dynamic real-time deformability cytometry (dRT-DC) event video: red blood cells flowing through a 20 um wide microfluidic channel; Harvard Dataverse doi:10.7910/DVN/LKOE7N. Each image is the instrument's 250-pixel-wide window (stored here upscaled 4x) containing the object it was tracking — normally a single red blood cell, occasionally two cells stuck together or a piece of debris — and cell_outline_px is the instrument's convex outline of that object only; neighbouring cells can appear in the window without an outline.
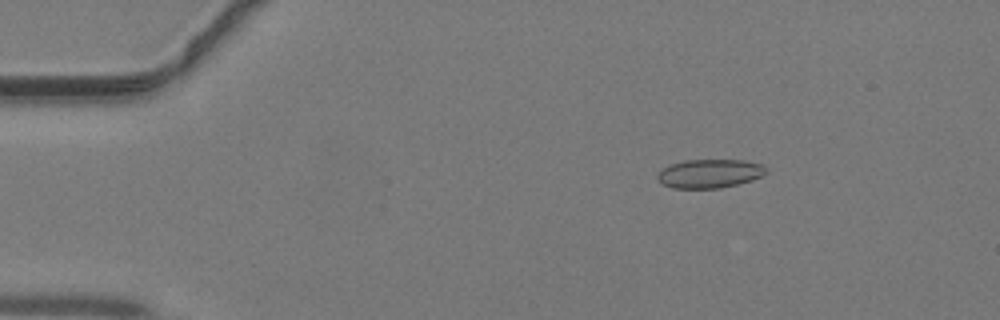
{"species": "common noctule bat (a hibernating species)", "species_latin": "Nyctalus noctula", "temperature_condition": "warm", "stored_images_in_passage": 44, "camera_frame_rate_fps": 3000, "um_per_image_px": 0.085, "animal": {"sex": "male", "body_mass_g": 19.2, "forearm_length_mm": 51.8}, "frame": {"image": 1, "passage_image": 7, "time_ms": 2.0, "image_size_px": [1000, 320], "cell_outline_px": [[768, 172], [752, 180], [720, 188], [672, 188], [660, 184], [656, 176], [664, 168], [672, 164], [684, 160], [744, 160], [764, 164], [768, 168]], "centroid_in_image_um": [60.34, 14.75], "position_along_channel_um": 24.7, "area_um2": 18.26}}
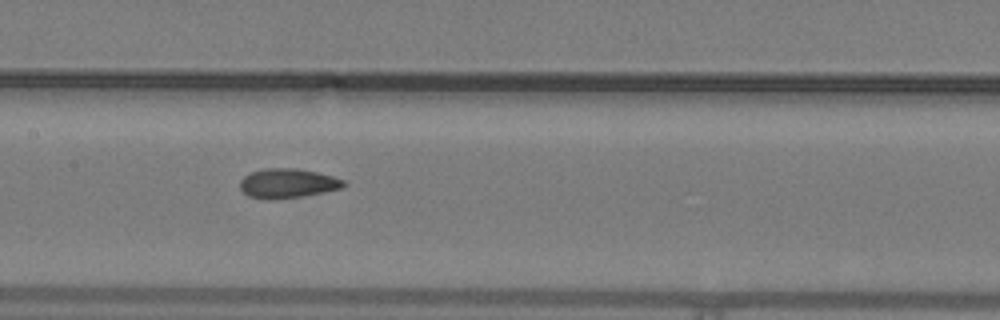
{"frame": {"image": 2, "passage_image": 22, "time_ms": 7.0, "image_size_px": [1000, 320], "cell_outline_px": [[348, 184], [344, 188], [300, 196], [272, 200], [268, 200], [248, 196], [240, 188], [240, 180], [244, 176], [252, 172], [264, 168], [292, 168], [316, 172], [332, 176], [344, 180]], "centroid_in_image_um": [24.45, 15.58], "position_along_channel_um": 183.0, "area_um2": 17.74}}
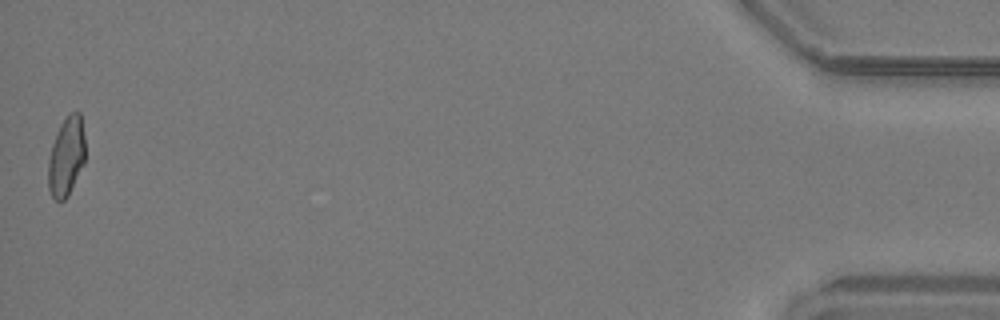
{"frame": {"image": 3, "passage_image": 44, "time_ms": 14.333, "image_size_px": [1000, 320], "cell_outline_px": [[84, 164], [68, 196], [60, 204], [52, 196], [48, 188], [48, 160], [52, 144], [56, 132], [60, 124], [68, 112], [80, 112], [84, 136]], "centroid_in_image_um": [5.62, 13.31], "position_along_channel_um": 429.6, "area_um2": 17.28}}